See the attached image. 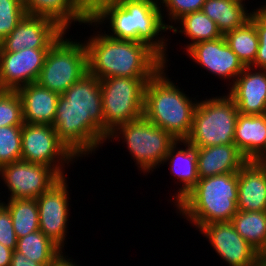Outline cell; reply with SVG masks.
I'll list each match as a JSON object with an SVG mask.
<instances>
[{
  "instance_id": "7a4b0ae2",
  "label": "cell",
  "mask_w": 266,
  "mask_h": 266,
  "mask_svg": "<svg viewBox=\"0 0 266 266\" xmlns=\"http://www.w3.org/2000/svg\"><path fill=\"white\" fill-rule=\"evenodd\" d=\"M86 24L94 31L84 39L88 73L94 77L152 78L165 65L147 44L110 38L93 22Z\"/></svg>"
},
{
  "instance_id": "836d02e7",
  "label": "cell",
  "mask_w": 266,
  "mask_h": 266,
  "mask_svg": "<svg viewBox=\"0 0 266 266\" xmlns=\"http://www.w3.org/2000/svg\"><path fill=\"white\" fill-rule=\"evenodd\" d=\"M79 15L86 21L92 22L105 9L117 5L120 0H75Z\"/></svg>"
},
{
  "instance_id": "7c38bea8",
  "label": "cell",
  "mask_w": 266,
  "mask_h": 266,
  "mask_svg": "<svg viewBox=\"0 0 266 266\" xmlns=\"http://www.w3.org/2000/svg\"><path fill=\"white\" fill-rule=\"evenodd\" d=\"M60 178L46 165L23 160L0 167V183L8 190V199H36Z\"/></svg>"
},
{
  "instance_id": "ab89813d",
  "label": "cell",
  "mask_w": 266,
  "mask_h": 266,
  "mask_svg": "<svg viewBox=\"0 0 266 266\" xmlns=\"http://www.w3.org/2000/svg\"><path fill=\"white\" fill-rule=\"evenodd\" d=\"M13 250L0 243V266H10Z\"/></svg>"
},
{
  "instance_id": "cb8c5ba5",
  "label": "cell",
  "mask_w": 266,
  "mask_h": 266,
  "mask_svg": "<svg viewBox=\"0 0 266 266\" xmlns=\"http://www.w3.org/2000/svg\"><path fill=\"white\" fill-rule=\"evenodd\" d=\"M23 4L26 15L49 18L66 32L72 30V24V27L75 23L87 25L78 13L75 0H23Z\"/></svg>"
},
{
  "instance_id": "3957f363",
  "label": "cell",
  "mask_w": 266,
  "mask_h": 266,
  "mask_svg": "<svg viewBox=\"0 0 266 266\" xmlns=\"http://www.w3.org/2000/svg\"><path fill=\"white\" fill-rule=\"evenodd\" d=\"M92 22L110 38L147 44L170 66L168 45L173 39L166 34L158 0H120Z\"/></svg>"
},
{
  "instance_id": "4dcf8cb0",
  "label": "cell",
  "mask_w": 266,
  "mask_h": 266,
  "mask_svg": "<svg viewBox=\"0 0 266 266\" xmlns=\"http://www.w3.org/2000/svg\"><path fill=\"white\" fill-rule=\"evenodd\" d=\"M23 124L22 102L17 90H0V127Z\"/></svg>"
},
{
  "instance_id": "d6a6232c",
  "label": "cell",
  "mask_w": 266,
  "mask_h": 266,
  "mask_svg": "<svg viewBox=\"0 0 266 266\" xmlns=\"http://www.w3.org/2000/svg\"><path fill=\"white\" fill-rule=\"evenodd\" d=\"M26 16L23 0H0V42Z\"/></svg>"
},
{
  "instance_id": "4316f807",
  "label": "cell",
  "mask_w": 266,
  "mask_h": 266,
  "mask_svg": "<svg viewBox=\"0 0 266 266\" xmlns=\"http://www.w3.org/2000/svg\"><path fill=\"white\" fill-rule=\"evenodd\" d=\"M226 43L245 67H250L257 56L259 36L256 26L248 20L242 27L224 35Z\"/></svg>"
},
{
  "instance_id": "f1b7e54d",
  "label": "cell",
  "mask_w": 266,
  "mask_h": 266,
  "mask_svg": "<svg viewBox=\"0 0 266 266\" xmlns=\"http://www.w3.org/2000/svg\"><path fill=\"white\" fill-rule=\"evenodd\" d=\"M16 250L34 262L49 266L63 251L40 230L18 238Z\"/></svg>"
},
{
  "instance_id": "52a82bcc",
  "label": "cell",
  "mask_w": 266,
  "mask_h": 266,
  "mask_svg": "<svg viewBox=\"0 0 266 266\" xmlns=\"http://www.w3.org/2000/svg\"><path fill=\"white\" fill-rule=\"evenodd\" d=\"M212 95L199 99L195 109L191 132L186 138L194 147L234 144L238 109L227 93Z\"/></svg>"
},
{
  "instance_id": "e575fe53",
  "label": "cell",
  "mask_w": 266,
  "mask_h": 266,
  "mask_svg": "<svg viewBox=\"0 0 266 266\" xmlns=\"http://www.w3.org/2000/svg\"><path fill=\"white\" fill-rule=\"evenodd\" d=\"M17 240L10 211L2 204L0 206V243L14 251L17 247Z\"/></svg>"
},
{
  "instance_id": "44dd1931",
  "label": "cell",
  "mask_w": 266,
  "mask_h": 266,
  "mask_svg": "<svg viewBox=\"0 0 266 266\" xmlns=\"http://www.w3.org/2000/svg\"><path fill=\"white\" fill-rule=\"evenodd\" d=\"M237 209L266 211V166L248 161L238 171Z\"/></svg>"
},
{
  "instance_id": "ffe728a7",
  "label": "cell",
  "mask_w": 266,
  "mask_h": 266,
  "mask_svg": "<svg viewBox=\"0 0 266 266\" xmlns=\"http://www.w3.org/2000/svg\"><path fill=\"white\" fill-rule=\"evenodd\" d=\"M22 102L23 121L28 124L52 125L59 94L43 88L37 82L17 89Z\"/></svg>"
},
{
  "instance_id": "8d00e7d4",
  "label": "cell",
  "mask_w": 266,
  "mask_h": 266,
  "mask_svg": "<svg viewBox=\"0 0 266 266\" xmlns=\"http://www.w3.org/2000/svg\"><path fill=\"white\" fill-rule=\"evenodd\" d=\"M263 4L260 2L262 5H258V7L254 9L251 8L252 13L250 16V21L256 26V27H266V1Z\"/></svg>"
},
{
  "instance_id": "1f68e13d",
  "label": "cell",
  "mask_w": 266,
  "mask_h": 266,
  "mask_svg": "<svg viewBox=\"0 0 266 266\" xmlns=\"http://www.w3.org/2000/svg\"><path fill=\"white\" fill-rule=\"evenodd\" d=\"M158 1L164 24L168 29H170L184 15L195 11H201L203 4L205 3L206 0H158Z\"/></svg>"
},
{
  "instance_id": "9a60e30c",
  "label": "cell",
  "mask_w": 266,
  "mask_h": 266,
  "mask_svg": "<svg viewBox=\"0 0 266 266\" xmlns=\"http://www.w3.org/2000/svg\"><path fill=\"white\" fill-rule=\"evenodd\" d=\"M64 32L49 18L26 15L0 42V52H17L26 48L50 49Z\"/></svg>"
},
{
  "instance_id": "74e56055",
  "label": "cell",
  "mask_w": 266,
  "mask_h": 266,
  "mask_svg": "<svg viewBox=\"0 0 266 266\" xmlns=\"http://www.w3.org/2000/svg\"><path fill=\"white\" fill-rule=\"evenodd\" d=\"M10 266H44L40 263L34 262L16 249L12 253Z\"/></svg>"
},
{
  "instance_id": "7bdbcfd3",
  "label": "cell",
  "mask_w": 266,
  "mask_h": 266,
  "mask_svg": "<svg viewBox=\"0 0 266 266\" xmlns=\"http://www.w3.org/2000/svg\"><path fill=\"white\" fill-rule=\"evenodd\" d=\"M2 193L4 194V192L2 191V192H0V196H1ZM0 199H1V200H0V206H1V205L3 204V200H4V199H3L2 197H1Z\"/></svg>"
},
{
  "instance_id": "6da1fadb",
  "label": "cell",
  "mask_w": 266,
  "mask_h": 266,
  "mask_svg": "<svg viewBox=\"0 0 266 266\" xmlns=\"http://www.w3.org/2000/svg\"><path fill=\"white\" fill-rule=\"evenodd\" d=\"M103 122L100 79L87 73L59 96L52 127L81 161L106 145L108 135L103 131Z\"/></svg>"
},
{
  "instance_id": "4fadbf2b",
  "label": "cell",
  "mask_w": 266,
  "mask_h": 266,
  "mask_svg": "<svg viewBox=\"0 0 266 266\" xmlns=\"http://www.w3.org/2000/svg\"><path fill=\"white\" fill-rule=\"evenodd\" d=\"M199 233L227 266H259V252L235 230L231 221L202 226Z\"/></svg>"
},
{
  "instance_id": "5b68a950",
  "label": "cell",
  "mask_w": 266,
  "mask_h": 266,
  "mask_svg": "<svg viewBox=\"0 0 266 266\" xmlns=\"http://www.w3.org/2000/svg\"><path fill=\"white\" fill-rule=\"evenodd\" d=\"M237 201L238 172H234L200 178L173 207L198 232L204 225L231 221L238 211Z\"/></svg>"
},
{
  "instance_id": "ac0fdd59",
  "label": "cell",
  "mask_w": 266,
  "mask_h": 266,
  "mask_svg": "<svg viewBox=\"0 0 266 266\" xmlns=\"http://www.w3.org/2000/svg\"><path fill=\"white\" fill-rule=\"evenodd\" d=\"M182 146V147H181ZM169 165L171 176L178 186L174 193H170L169 202L176 205L197 184L199 178L197 167V149L186 140H176L169 148L162 166Z\"/></svg>"
},
{
  "instance_id": "7402d4cb",
  "label": "cell",
  "mask_w": 266,
  "mask_h": 266,
  "mask_svg": "<svg viewBox=\"0 0 266 266\" xmlns=\"http://www.w3.org/2000/svg\"><path fill=\"white\" fill-rule=\"evenodd\" d=\"M234 144L248 161H255L266 149V114H238Z\"/></svg>"
},
{
  "instance_id": "d4e9b609",
  "label": "cell",
  "mask_w": 266,
  "mask_h": 266,
  "mask_svg": "<svg viewBox=\"0 0 266 266\" xmlns=\"http://www.w3.org/2000/svg\"><path fill=\"white\" fill-rule=\"evenodd\" d=\"M171 31L173 35L179 33L178 35L184 36L185 40H189L181 45L183 53L193 44L222 37L216 23L202 10L184 15L169 29L168 34H171Z\"/></svg>"
},
{
  "instance_id": "5bb4252c",
  "label": "cell",
  "mask_w": 266,
  "mask_h": 266,
  "mask_svg": "<svg viewBox=\"0 0 266 266\" xmlns=\"http://www.w3.org/2000/svg\"><path fill=\"white\" fill-rule=\"evenodd\" d=\"M185 52L187 58L189 57L192 63L194 62L193 65L196 63V67L199 66L215 78L223 80L228 88L245 68L226 43L224 36L193 44Z\"/></svg>"
},
{
  "instance_id": "8fae6325",
  "label": "cell",
  "mask_w": 266,
  "mask_h": 266,
  "mask_svg": "<svg viewBox=\"0 0 266 266\" xmlns=\"http://www.w3.org/2000/svg\"><path fill=\"white\" fill-rule=\"evenodd\" d=\"M69 177H61L47 191L36 198L39 213V230L63 251L69 235L71 194ZM70 204V206H69ZM68 234V235H67Z\"/></svg>"
},
{
  "instance_id": "60d3db41",
  "label": "cell",
  "mask_w": 266,
  "mask_h": 266,
  "mask_svg": "<svg viewBox=\"0 0 266 266\" xmlns=\"http://www.w3.org/2000/svg\"><path fill=\"white\" fill-rule=\"evenodd\" d=\"M256 163L266 166V149L264 152L255 160Z\"/></svg>"
},
{
  "instance_id": "f35d334b",
  "label": "cell",
  "mask_w": 266,
  "mask_h": 266,
  "mask_svg": "<svg viewBox=\"0 0 266 266\" xmlns=\"http://www.w3.org/2000/svg\"><path fill=\"white\" fill-rule=\"evenodd\" d=\"M67 254V251H62L49 266H81L72 256L68 257Z\"/></svg>"
},
{
  "instance_id": "ba28073f",
  "label": "cell",
  "mask_w": 266,
  "mask_h": 266,
  "mask_svg": "<svg viewBox=\"0 0 266 266\" xmlns=\"http://www.w3.org/2000/svg\"><path fill=\"white\" fill-rule=\"evenodd\" d=\"M69 34L65 31L48 50L37 80L40 86L59 95L88 73L85 42Z\"/></svg>"
},
{
  "instance_id": "b9f144b4",
  "label": "cell",
  "mask_w": 266,
  "mask_h": 266,
  "mask_svg": "<svg viewBox=\"0 0 266 266\" xmlns=\"http://www.w3.org/2000/svg\"><path fill=\"white\" fill-rule=\"evenodd\" d=\"M259 258L261 260V263L264 264L266 262V244L264 248L259 252Z\"/></svg>"
},
{
  "instance_id": "277c9868",
  "label": "cell",
  "mask_w": 266,
  "mask_h": 266,
  "mask_svg": "<svg viewBox=\"0 0 266 266\" xmlns=\"http://www.w3.org/2000/svg\"><path fill=\"white\" fill-rule=\"evenodd\" d=\"M164 65L146 84L143 117L170 133L176 140L190 135L194 112L200 98L190 97L169 77ZM197 98V99H196Z\"/></svg>"
},
{
  "instance_id": "2e32d148",
  "label": "cell",
  "mask_w": 266,
  "mask_h": 266,
  "mask_svg": "<svg viewBox=\"0 0 266 266\" xmlns=\"http://www.w3.org/2000/svg\"><path fill=\"white\" fill-rule=\"evenodd\" d=\"M49 49L0 52V90H17L36 83Z\"/></svg>"
},
{
  "instance_id": "603a6c76",
  "label": "cell",
  "mask_w": 266,
  "mask_h": 266,
  "mask_svg": "<svg viewBox=\"0 0 266 266\" xmlns=\"http://www.w3.org/2000/svg\"><path fill=\"white\" fill-rule=\"evenodd\" d=\"M247 0H206L202 11L213 20L222 36L242 27L249 19L252 10ZM248 3V5H246Z\"/></svg>"
},
{
  "instance_id": "9c48e42d",
  "label": "cell",
  "mask_w": 266,
  "mask_h": 266,
  "mask_svg": "<svg viewBox=\"0 0 266 266\" xmlns=\"http://www.w3.org/2000/svg\"><path fill=\"white\" fill-rule=\"evenodd\" d=\"M151 78L108 77L100 79L104 113L103 131L143 117L144 92Z\"/></svg>"
},
{
  "instance_id": "d590c367",
  "label": "cell",
  "mask_w": 266,
  "mask_h": 266,
  "mask_svg": "<svg viewBox=\"0 0 266 266\" xmlns=\"http://www.w3.org/2000/svg\"><path fill=\"white\" fill-rule=\"evenodd\" d=\"M259 36V47L254 63L250 66L255 69H266V27H256Z\"/></svg>"
},
{
  "instance_id": "f546056e",
  "label": "cell",
  "mask_w": 266,
  "mask_h": 266,
  "mask_svg": "<svg viewBox=\"0 0 266 266\" xmlns=\"http://www.w3.org/2000/svg\"><path fill=\"white\" fill-rule=\"evenodd\" d=\"M22 126L0 127V167L21 160Z\"/></svg>"
},
{
  "instance_id": "e0dca14e",
  "label": "cell",
  "mask_w": 266,
  "mask_h": 266,
  "mask_svg": "<svg viewBox=\"0 0 266 266\" xmlns=\"http://www.w3.org/2000/svg\"><path fill=\"white\" fill-rule=\"evenodd\" d=\"M226 90L240 114H266V69L245 67Z\"/></svg>"
},
{
  "instance_id": "484cf974",
  "label": "cell",
  "mask_w": 266,
  "mask_h": 266,
  "mask_svg": "<svg viewBox=\"0 0 266 266\" xmlns=\"http://www.w3.org/2000/svg\"><path fill=\"white\" fill-rule=\"evenodd\" d=\"M235 230L260 252L266 244V211H241L231 219Z\"/></svg>"
},
{
  "instance_id": "d6986e66",
  "label": "cell",
  "mask_w": 266,
  "mask_h": 266,
  "mask_svg": "<svg viewBox=\"0 0 266 266\" xmlns=\"http://www.w3.org/2000/svg\"><path fill=\"white\" fill-rule=\"evenodd\" d=\"M196 149L199 178L238 172L248 162L235 144Z\"/></svg>"
},
{
  "instance_id": "30bf717a",
  "label": "cell",
  "mask_w": 266,
  "mask_h": 266,
  "mask_svg": "<svg viewBox=\"0 0 266 266\" xmlns=\"http://www.w3.org/2000/svg\"><path fill=\"white\" fill-rule=\"evenodd\" d=\"M21 160L46 165L60 177L68 176L66 169L78 161L60 141L52 125L28 123L22 125Z\"/></svg>"
},
{
  "instance_id": "8992f818",
  "label": "cell",
  "mask_w": 266,
  "mask_h": 266,
  "mask_svg": "<svg viewBox=\"0 0 266 266\" xmlns=\"http://www.w3.org/2000/svg\"><path fill=\"white\" fill-rule=\"evenodd\" d=\"M126 144L127 152L131 155L140 173L145 176L155 172V169L162 167L169 148L176 142V139L161 127H157L150 121L141 117L135 121L127 122L118 126L108 135L106 144L110 142Z\"/></svg>"
},
{
  "instance_id": "83f0119b",
  "label": "cell",
  "mask_w": 266,
  "mask_h": 266,
  "mask_svg": "<svg viewBox=\"0 0 266 266\" xmlns=\"http://www.w3.org/2000/svg\"><path fill=\"white\" fill-rule=\"evenodd\" d=\"M3 204L10 211L17 238L39 230V213L36 199H5Z\"/></svg>"
}]
</instances>
